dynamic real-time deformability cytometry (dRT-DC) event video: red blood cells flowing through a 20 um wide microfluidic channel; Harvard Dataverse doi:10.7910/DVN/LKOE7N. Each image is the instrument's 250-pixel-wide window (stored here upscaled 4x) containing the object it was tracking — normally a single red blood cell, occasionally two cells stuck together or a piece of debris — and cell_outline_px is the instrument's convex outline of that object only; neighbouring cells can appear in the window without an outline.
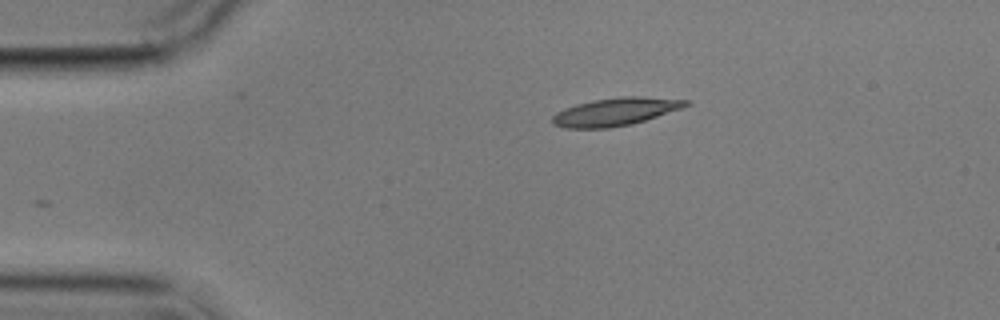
{"species": "common noctule bat (a hibernating species)", "species_latin": "Nyctalus noctula", "temperature_condition": "cold", "stored_images_in_passage": 4, "camera_frame_rate_fps": 3000, "um_per_image_px": 0.085, "animal": {"sex": "male", "body_mass_g": 17.9}, "frame": {"image": 1, "passage_image": 1, "time_ms": 0.0, "image_size_px": [1000, 320], "cell_outline_px": [[692, 104], [632, 124], [608, 128], [564, 128], [552, 124], [552, 116], [556, 112], [564, 108], [576, 104], [592, 100], [620, 96], [640, 96], [688, 100]], "centroid_in_image_um": [52.26, 9.49], "position_along_channel_um": 32.7, "area_um2": 21.62}}
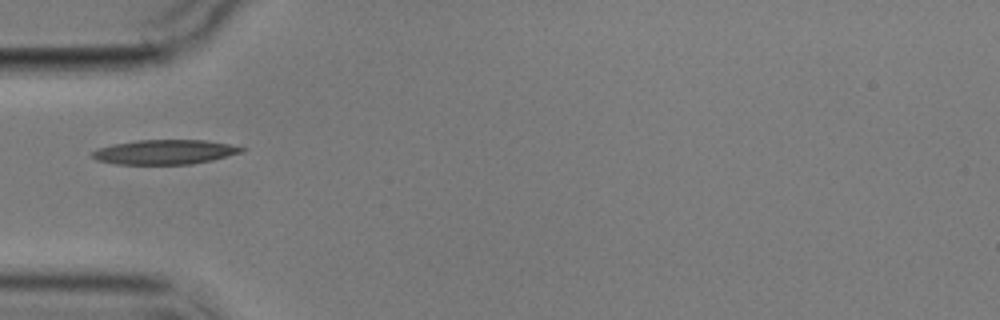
{"frame": {"image": 2, "passage_image": 3, "time_ms": 2.333, "image_size_px": [1000, 320], "cell_outline_px": [[248, 148], [240, 152], [212, 160], [192, 164], [116, 164], [96, 160], [92, 156], [92, 152], [96, 148], [112, 144], [136, 140], [204, 140], [228, 144]], "centroid_in_image_um": [13.96, 12.92], "position_along_channel_um": 71.0, "area_um2": 21.33}}
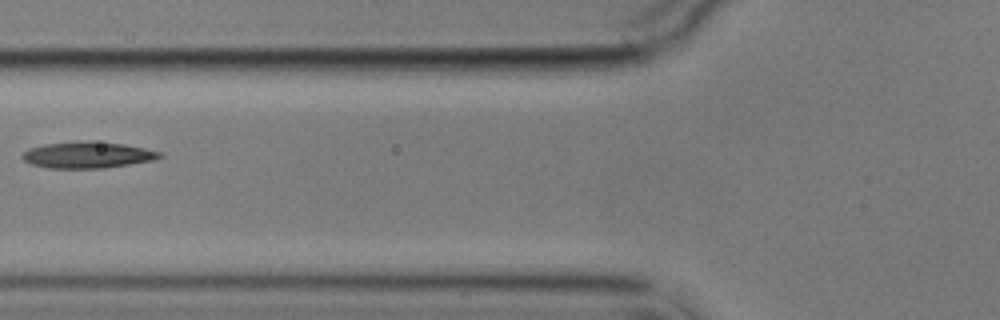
{"frame": {"image": 3, "passage_image": 4, "time_ms": 3.667, "image_size_px": [1000, 320], "cell_outline_px": [[164, 156], [156, 160], [104, 168], [48, 168], [32, 164], [24, 160], [20, 156], [28, 148], [44, 144], [124, 144], [144, 148], [160, 152]], "centroid_in_image_um": [7.46, 13.22], "position_along_channel_um": 118.3, "area_um2": 20.06}}